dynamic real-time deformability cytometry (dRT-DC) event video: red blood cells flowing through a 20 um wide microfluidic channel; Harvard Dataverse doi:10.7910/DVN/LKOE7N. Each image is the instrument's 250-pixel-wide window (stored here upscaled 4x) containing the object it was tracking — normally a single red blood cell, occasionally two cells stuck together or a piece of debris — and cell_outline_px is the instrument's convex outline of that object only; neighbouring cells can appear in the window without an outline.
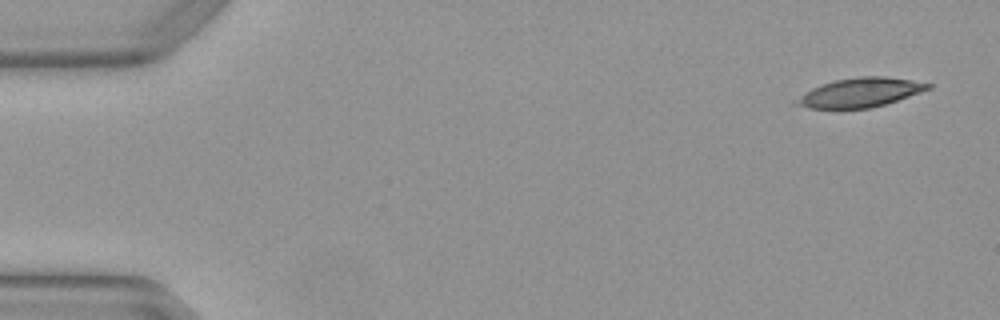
{"species": "Egyptian fruit bat (a non-hibernating species)", "species_latin": "Rousettus aegyptiacus", "temperature_condition": "warm", "stored_images_in_passage": 5, "camera_frame_rate_fps": 3000, "um_per_image_px": 0.085, "animal": {"sex": "female"}, "frame": {"image": 1, "passage_image": 1, "time_ms": 0.0, "image_size_px": [1000, 320], "cell_outline_px": [[932, 88], [872, 108], [812, 108], [792, 104], [792, 100], [804, 92], [820, 84], [832, 80], [860, 76], [884, 76], [912, 80], [932, 84]], "centroid_in_image_um": [73.05, 7.85], "position_along_channel_um": 12.0, "area_um2": 22.43}}
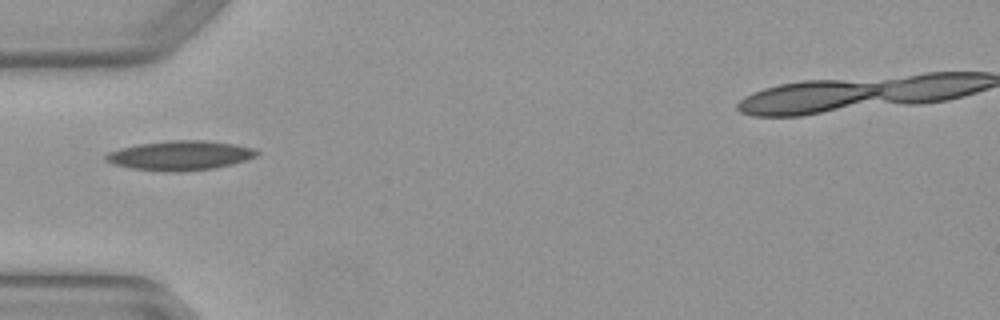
{"frame": {"image": 2, "passage_image": 4, "time_ms": 1.0, "image_size_px": [1000, 320], "cell_outline_px": [[260, 152], [256, 156], [232, 164], [216, 168], [184, 172], [160, 172], [132, 168], [112, 164], [104, 160], [104, 156], [108, 152], [120, 148], [136, 144], [172, 140], [204, 140], [236, 144], [252, 148]], "centroid_in_image_um": [15.27, 13.22], "position_along_channel_um": 69.7, "area_um2": 26.24}}
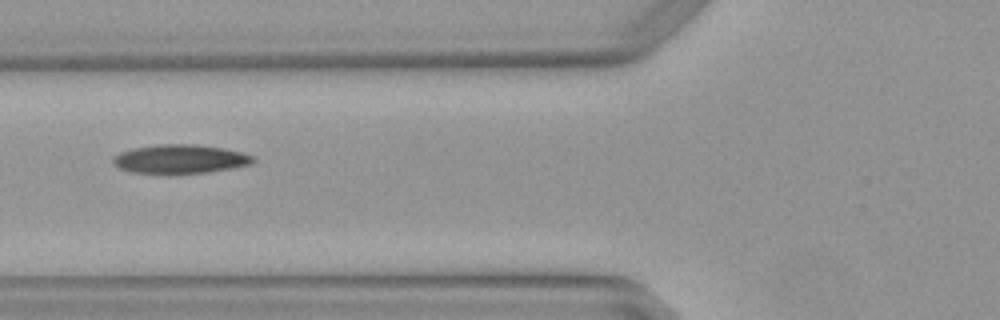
{"frame": {"image": 3, "passage_image": 5, "time_ms": 1.333, "image_size_px": [1000, 320], "cell_outline_px": [[256, 160], [252, 164], [232, 168], [208, 172], [168, 176], [132, 172], [120, 168], [112, 164], [112, 156], [120, 152], [132, 148], [160, 144], [196, 144], [224, 148], [244, 152], [256, 156]], "centroid_in_image_um": [15.31, 13.54], "position_along_channel_um": 110.5, "area_um2": 24.57}}